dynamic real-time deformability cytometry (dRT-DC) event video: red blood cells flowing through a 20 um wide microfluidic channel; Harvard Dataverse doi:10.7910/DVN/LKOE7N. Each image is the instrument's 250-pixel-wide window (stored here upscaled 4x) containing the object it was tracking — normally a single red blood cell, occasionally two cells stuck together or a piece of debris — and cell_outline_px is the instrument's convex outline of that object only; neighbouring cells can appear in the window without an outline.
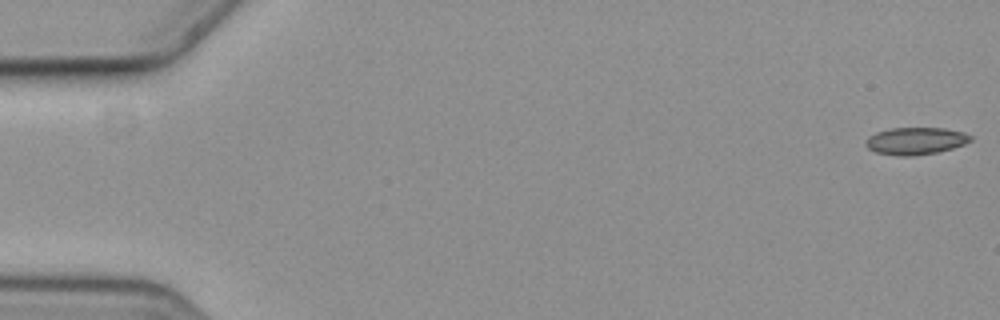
{"species": "common noctule bat (a hibernating species)", "species_latin": "Nyctalus noctula", "temperature_condition": "cold", "stored_images_in_passage": 5, "camera_frame_rate_fps": 3000, "um_per_image_px": 0.085, "animal": {"sex": "female", "body_mass_g": 19.3, "forearm_length_mm": 54.1}, "frame": {"image": 1, "passage_image": 1, "time_ms": 0.0, "image_size_px": [1000, 320], "cell_outline_px": [[972, 140], [964, 144], [952, 148], [936, 152], [912, 156], [900, 156], [876, 152], [868, 148], [864, 144], [864, 140], [868, 136], [876, 132], [888, 128], [944, 128], [964, 132], [972, 136]], "centroid_in_image_um": [77.8, 11.97], "position_along_channel_um": 7.2, "area_um2": 16.7}}